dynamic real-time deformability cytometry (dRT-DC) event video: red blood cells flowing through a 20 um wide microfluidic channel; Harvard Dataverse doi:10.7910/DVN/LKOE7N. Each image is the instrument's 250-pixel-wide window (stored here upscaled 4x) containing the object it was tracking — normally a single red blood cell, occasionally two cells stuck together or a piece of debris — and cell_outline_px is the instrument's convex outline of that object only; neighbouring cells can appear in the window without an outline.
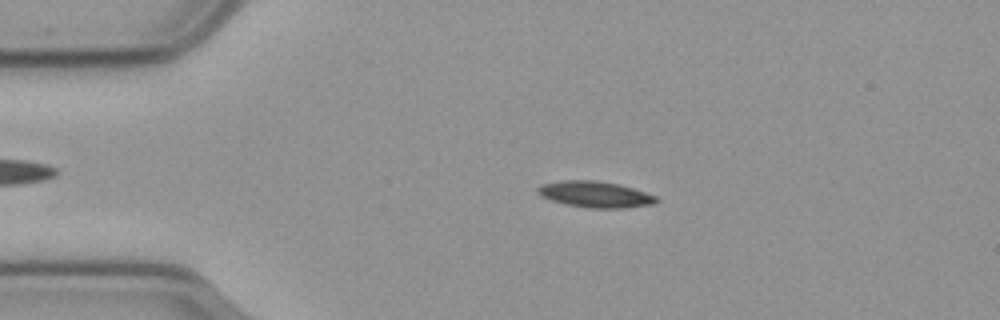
{"species": "common noctule bat (a hibernating species)", "species_latin": "Nyctalus noctula", "temperature_condition": "cold", "stored_images_in_passage": 57, "camera_frame_rate_fps": 3000, "um_per_image_px": 0.085, "animal": {"sex": "male", "body_mass_g": 23.1, "forearm_length_mm": 52.7}, "frame": {"image": 1, "passage_image": 12, "time_ms": 3.667, "image_size_px": [1000, 320], "cell_outline_px": [[660, 200], [656, 204], [624, 208], [592, 208], [568, 204], [552, 200], [540, 196], [536, 192], [536, 188], [540, 184], [564, 180], [596, 180], [620, 184], [656, 196]], "centroid_in_image_um": [50.6, 16.51], "position_along_channel_um": 34.4, "area_um2": 18.15}}
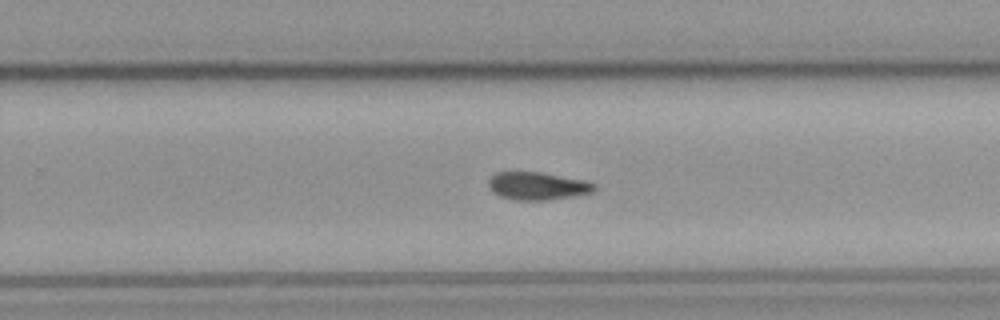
{"frame": {"image": 2, "passage_image": 36, "time_ms": 11.667, "image_size_px": [1000, 320], "cell_outline_px": [[596, 188], [592, 192], [572, 196], [548, 200], [516, 200], [500, 196], [492, 192], [488, 184], [488, 180], [496, 172], [540, 172], [584, 180], [596, 184]], "centroid_in_image_um": [45.67, 15.8], "position_along_channel_um": 284.1, "area_um2": 17.05}}
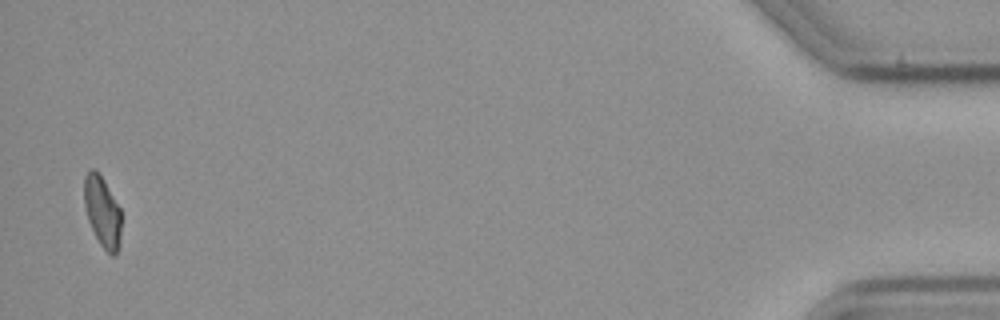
{"frame": {"image": 3, "passage_image": 56, "time_ms": 18.333, "image_size_px": [1000, 320], "cell_outline_px": [[120, 244], [116, 256], [112, 256], [100, 244], [88, 220], [84, 204], [84, 176], [92, 168], [104, 180], [120, 208]], "centroid_in_image_um": [8.7, 18.02], "position_along_channel_um": 426.5, "area_um2": 15.09}, "authors_computed_cell_mechanics": {"area_um2": 17.051, "velocity_mm_per_s": 3.591, "shape_relaxation_time_tau1_ms": 8.3031, "shape_relaxation_time_tau2_ms": null, "deformation_change_tau1": 0.1751, "deformation_change_tau2": null}}